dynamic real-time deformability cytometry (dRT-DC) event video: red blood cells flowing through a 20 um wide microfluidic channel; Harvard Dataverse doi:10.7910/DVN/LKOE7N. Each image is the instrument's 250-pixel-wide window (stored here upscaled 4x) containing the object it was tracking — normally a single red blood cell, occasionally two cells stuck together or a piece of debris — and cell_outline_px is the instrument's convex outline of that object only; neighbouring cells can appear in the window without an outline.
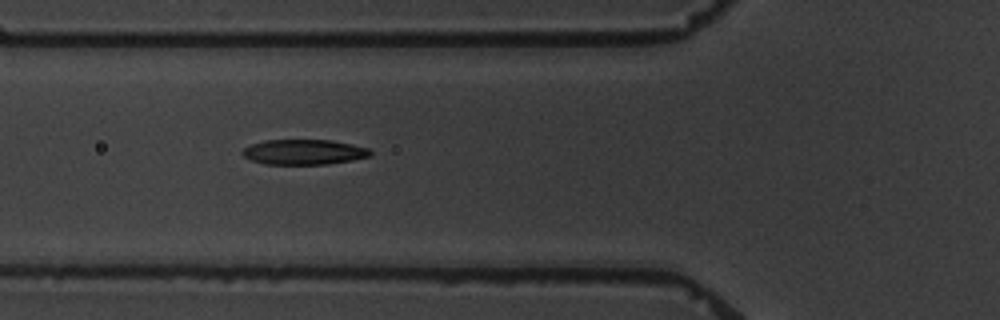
{"species": "common noctule bat (a hibernating species)", "species_latin": "Nyctalus noctula", "temperature_condition": "warm", "stored_images_in_passage": 2, "camera_frame_rate_fps": 3000, "um_per_image_px": 0.085, "animal": {"sex": "male", "body_mass_g": 19.5, "forearm_length_mm": 54.6}, "frame": {"image": 1, "passage_image": 2, "time_ms": 1.0, "image_size_px": [1000, 320], "cell_outline_px": [[372, 156], [352, 160], [324, 164], [264, 164], [252, 160], [244, 156], [240, 152], [244, 148], [252, 144], [264, 140], [332, 140], [352, 144], [368, 148], [372, 152]], "centroid_in_image_um": [25.84, 12.92], "position_along_channel_um": 100.0, "area_um2": 18.73}}